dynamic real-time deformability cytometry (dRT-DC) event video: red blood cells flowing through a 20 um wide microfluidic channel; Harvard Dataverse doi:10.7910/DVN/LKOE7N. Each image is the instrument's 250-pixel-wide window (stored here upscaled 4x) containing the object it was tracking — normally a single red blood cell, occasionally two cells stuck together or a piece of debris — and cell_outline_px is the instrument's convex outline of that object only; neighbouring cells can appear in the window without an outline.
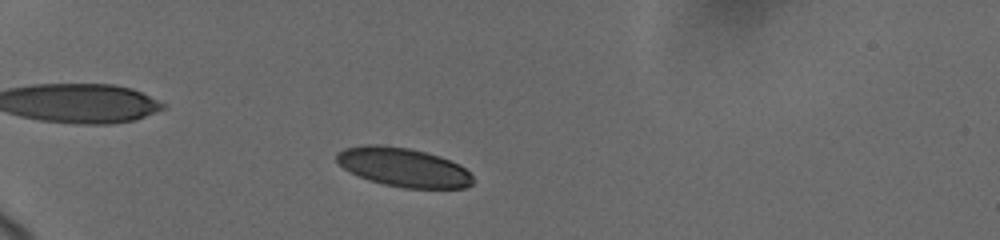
{"species": "human", "species_latin": "Homo sapiens", "temperature_condition": "cold", "stored_images_in_passage": 13, "camera_frame_rate_fps": 3000, "um_per_image_px": 0.085, "donor": {"sex": "female"}, "frame": {"image": 1, "passage_image": 3, "time_ms": 1.333, "image_size_px": [1000, 240], "cell_outline_px": [[472, 184], [464, 188], [404, 188], [384, 184], [368, 180], [344, 168], [336, 160], [336, 152], [344, 148], [360, 144], [380, 144], [408, 148], [440, 156], [460, 164], [472, 176]], "centroid_in_image_um": [34.26, 14.2], "position_along_channel_um": 50.7, "area_um2": 30.92}}
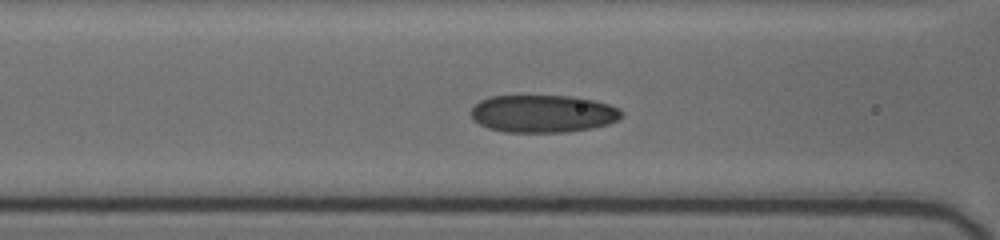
{"frame": {"image": 2, "passage_image": 9, "time_ms": 4.333, "image_size_px": [1000, 240], "cell_outline_px": [[624, 116], [608, 124], [592, 128], [564, 132], [504, 132], [488, 128], [480, 124], [468, 112], [480, 100], [492, 96], [572, 96], [592, 100], [608, 104], [620, 108], [624, 112]], "centroid_in_image_um": [46.17, 9.66], "position_along_channel_um": 120.4, "area_um2": 33.0}}
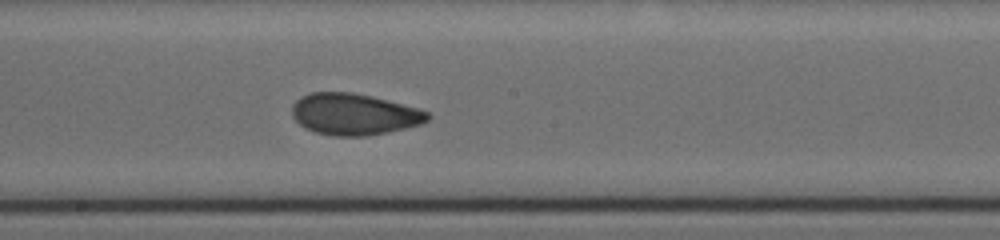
{"frame": {"image": 3, "passage_image": 13, "time_ms": 7.0, "image_size_px": [1000, 240], "cell_outline_px": [[432, 116], [428, 120], [420, 124], [388, 132], [364, 136], [332, 136], [316, 132], [304, 128], [292, 116], [292, 104], [296, 100], [312, 92], [352, 92], [372, 96], [420, 108], [428, 112]], "centroid_in_image_um": [30.11, 9.71], "position_along_channel_um": 218.1, "area_um2": 32.83}}